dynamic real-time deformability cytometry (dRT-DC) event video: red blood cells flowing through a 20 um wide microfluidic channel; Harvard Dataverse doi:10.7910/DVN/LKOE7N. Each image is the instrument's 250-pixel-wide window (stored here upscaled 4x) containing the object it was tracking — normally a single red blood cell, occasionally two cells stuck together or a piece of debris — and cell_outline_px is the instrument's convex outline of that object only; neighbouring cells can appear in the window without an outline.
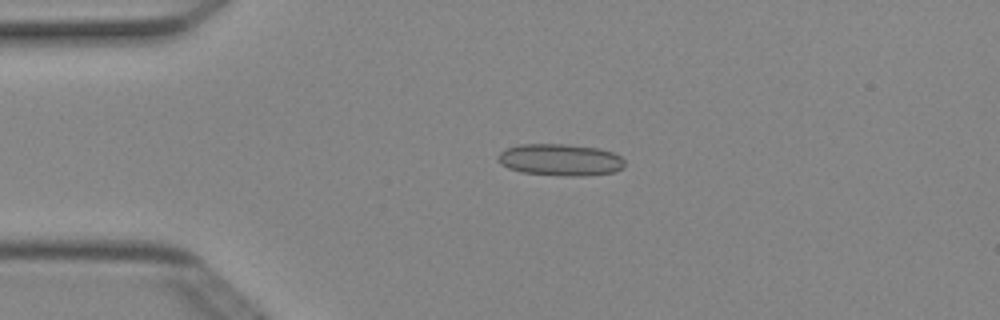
{"species": "Egyptian fruit bat (a non-hibernating species)", "species_latin": "Rousettus aegyptiacus", "temperature_condition": "cold", "stored_images_in_passage": 5, "camera_frame_rate_fps": 3000, "um_per_image_px": 0.085, "animal": {"sex": "female"}, "frame": {"image": 1, "passage_image": 1, "time_ms": 0.0, "image_size_px": [1000, 320], "cell_outline_px": [[624, 168], [612, 172], [584, 176], [572, 176], [524, 172], [508, 168], [500, 164], [496, 156], [504, 148], [520, 144], [568, 144], [600, 148], [612, 152], [620, 156], [624, 160]], "centroid_in_image_um": [47.61, 13.57], "position_along_channel_um": 37.4, "area_um2": 23.58}}
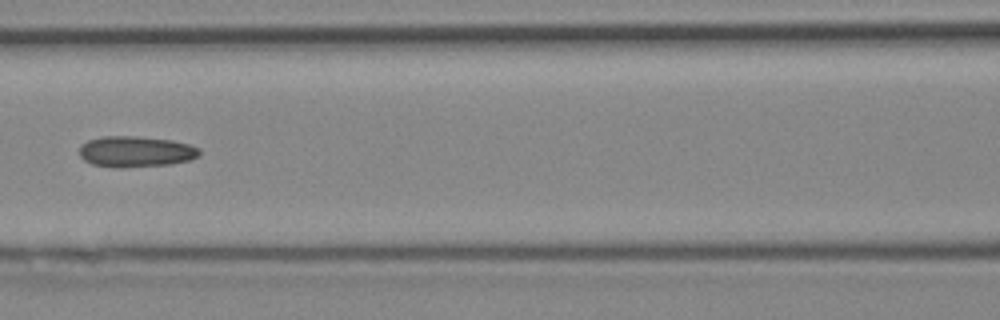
{"frame": {"image": 2, "passage_image": 4, "time_ms": 1.0, "image_size_px": [1000, 320], "cell_outline_px": [[200, 156], [192, 160], [168, 164], [120, 168], [112, 168], [92, 164], [84, 160], [80, 156], [80, 144], [88, 140], [104, 136], [136, 136], [172, 140], [188, 144], [200, 148]], "centroid_in_image_um": [11.54, 12.89], "position_along_channel_um": 155.1, "area_um2": 21.85}}
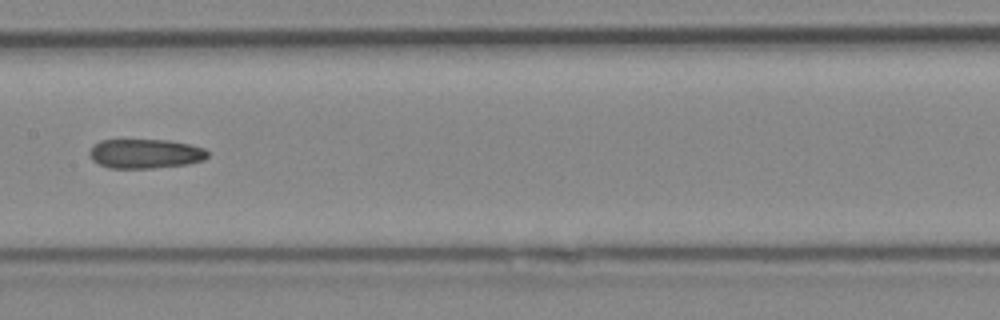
{"frame": {"image": 3, "passage_image": 5, "time_ms": 1.333, "image_size_px": [1000, 320], "cell_outline_px": [[208, 156], [204, 160], [188, 164], [152, 168], [108, 168], [92, 160], [88, 152], [92, 144], [100, 140], [168, 140], [188, 144], [204, 148], [208, 152]], "centroid_in_image_um": [12.32, 13.06], "position_along_channel_um": 195.1, "area_um2": 20.35}}